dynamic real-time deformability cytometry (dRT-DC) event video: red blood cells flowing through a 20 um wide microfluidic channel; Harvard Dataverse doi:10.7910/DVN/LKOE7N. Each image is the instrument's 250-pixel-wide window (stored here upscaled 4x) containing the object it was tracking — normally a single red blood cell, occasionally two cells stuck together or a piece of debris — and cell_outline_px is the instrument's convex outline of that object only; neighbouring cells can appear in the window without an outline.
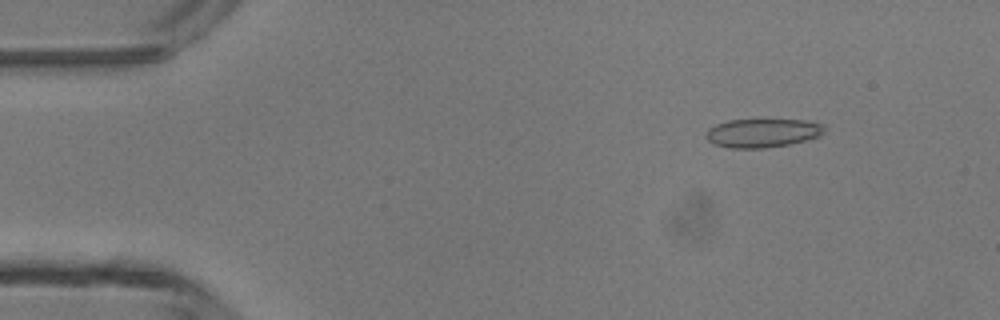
{"species": "common noctule bat (a hibernating species)", "species_latin": "Nyctalus noctula", "temperature_condition": "room temperature", "stored_images_in_passage": 4, "camera_frame_rate_fps": 3000, "um_per_image_px": 0.085, "animal": {"sex": "male", "body_mass_g": 13.3}, "frame": {"image": 1, "passage_image": 2, "time_ms": 1.333, "image_size_px": [1000, 320], "cell_outline_px": [[824, 132], [820, 136], [788, 144], [764, 148], [728, 148], [712, 144], [704, 136], [708, 128], [716, 124], [728, 120], [808, 120], [824, 124]], "centroid_in_image_um": [64.78, 11.3], "position_along_channel_um": 20.2, "area_um2": 19.88}}